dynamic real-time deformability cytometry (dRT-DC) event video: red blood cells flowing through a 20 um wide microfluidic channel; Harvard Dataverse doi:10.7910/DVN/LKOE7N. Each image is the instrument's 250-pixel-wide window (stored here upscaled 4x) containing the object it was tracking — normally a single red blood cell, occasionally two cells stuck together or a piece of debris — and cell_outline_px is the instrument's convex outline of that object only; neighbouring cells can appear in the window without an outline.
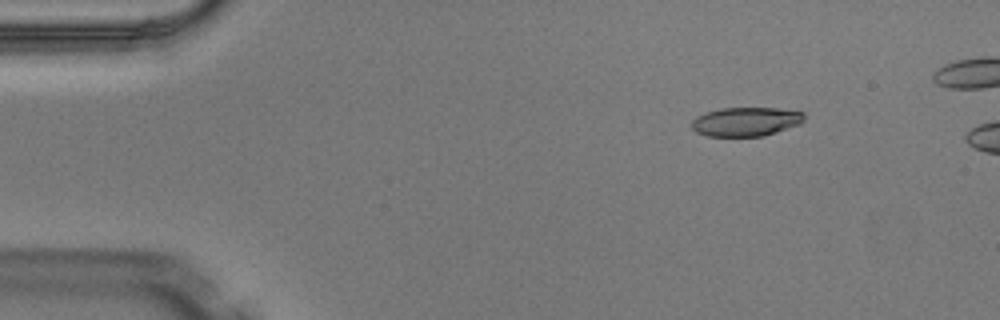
{"species": "Egyptian fruit bat (a non-hibernating species)", "species_latin": "Rousettus aegyptiacus", "temperature_condition": "warm", "stored_images_in_passage": 4, "camera_frame_rate_fps": 3000, "um_per_image_px": 0.085, "animal": {"sex": "male"}, "frame": {"image": 1, "passage_image": 2, "time_ms": 0.333, "image_size_px": [1000, 320], "cell_outline_px": [[804, 120], [800, 124], [764, 136], [708, 136], [696, 132], [692, 128], [692, 120], [696, 116], [720, 108], [776, 108], [804, 112]], "centroid_in_image_um": [63.4, 10.34], "position_along_channel_um": 21.6, "area_um2": 18.96}}